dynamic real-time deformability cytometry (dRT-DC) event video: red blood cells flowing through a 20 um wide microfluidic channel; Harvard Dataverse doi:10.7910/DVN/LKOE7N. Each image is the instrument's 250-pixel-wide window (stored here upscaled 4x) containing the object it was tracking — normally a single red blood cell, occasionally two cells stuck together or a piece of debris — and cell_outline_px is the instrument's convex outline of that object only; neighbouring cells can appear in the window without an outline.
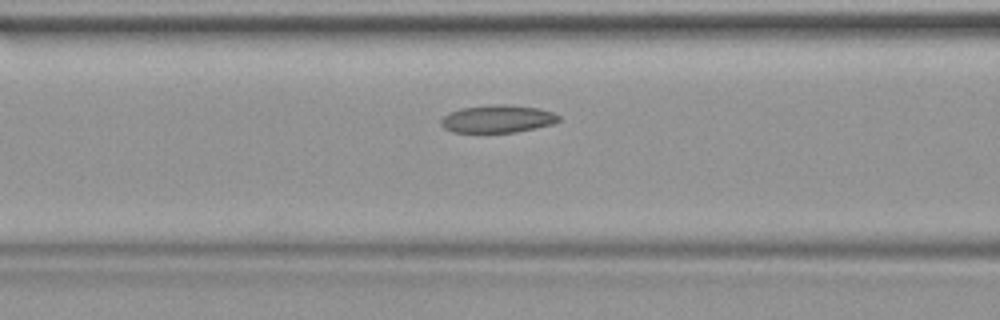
{"species": "common noctule bat (a hibernating species)", "species_latin": "Nyctalus noctula", "temperature_condition": "warm", "stored_images_in_passage": 29, "camera_frame_rate_fps": 3000, "um_per_image_px": 0.085, "animal": {"sex": "female", "body_mass_g": 19.9}, "frame": {"image": 1, "passage_image": 5, "time_ms": 1.333, "image_size_px": [1000, 320], "cell_outline_px": [[560, 120], [552, 124], [536, 128], [516, 132], [484, 136], [452, 132], [444, 128], [440, 124], [440, 120], [448, 112], [460, 108], [488, 104], [504, 104], [540, 108], [552, 112], [560, 116]], "centroid_in_image_um": [42.22, 10.15], "position_along_channel_um": 124.4, "area_um2": 20.11}}
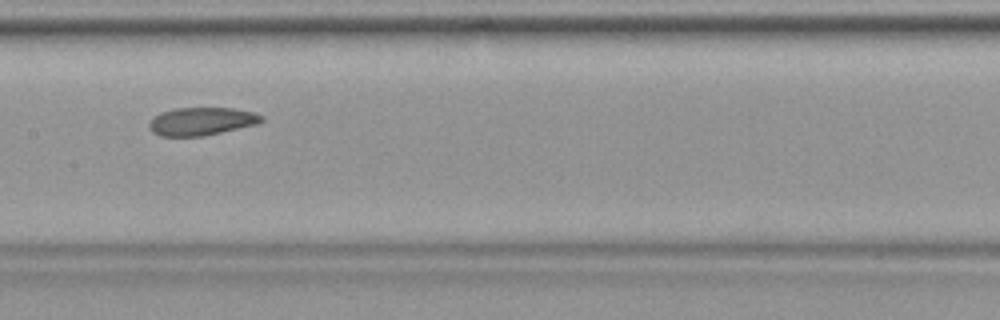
{"frame": {"image": 2, "passage_image": 9, "time_ms": 2.667, "image_size_px": [1000, 320], "cell_outline_px": [[264, 120], [256, 124], [204, 136], [160, 136], [152, 132], [148, 128], [148, 124], [160, 112], [176, 108], [232, 108], [252, 112], [264, 116]], "centroid_in_image_um": [17.11, 10.31], "position_along_channel_um": 190.3, "area_um2": 18.21}}